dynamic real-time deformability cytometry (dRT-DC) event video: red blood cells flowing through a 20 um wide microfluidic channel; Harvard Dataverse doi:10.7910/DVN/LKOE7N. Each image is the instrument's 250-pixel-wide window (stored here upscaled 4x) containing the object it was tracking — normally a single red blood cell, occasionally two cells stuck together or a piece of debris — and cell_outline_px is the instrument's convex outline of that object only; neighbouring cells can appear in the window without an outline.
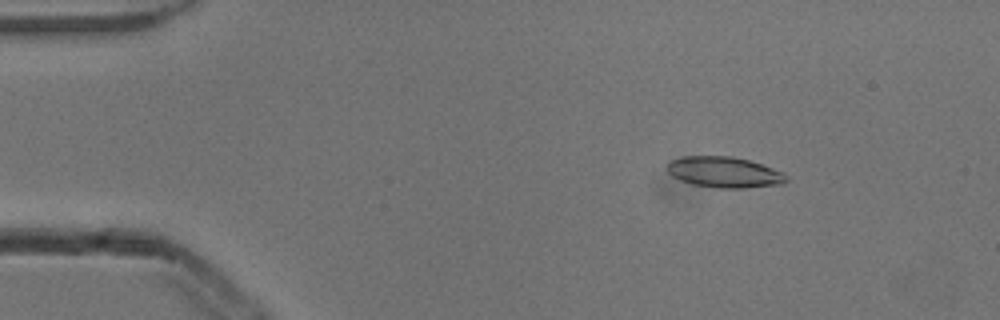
{"species": "common noctule bat (a hibernating species)", "species_latin": "Nyctalus noctula", "temperature_condition": "cold", "stored_images_in_passage": 42, "camera_frame_rate_fps": 3000, "um_per_image_px": 0.085, "animal": {"sex": "male", "body_mass_g": 13.3}, "frame": {"image": 1, "passage_image": 8, "time_ms": 2.333, "image_size_px": [1000, 320], "cell_outline_px": [[788, 180], [784, 184], [744, 188], [720, 188], [692, 184], [680, 180], [672, 176], [664, 168], [668, 160], [684, 156], [732, 156], [748, 160], [784, 172], [788, 176]], "centroid_in_image_um": [61.54, 14.63], "position_along_channel_um": 23.5, "area_um2": 21.68}}
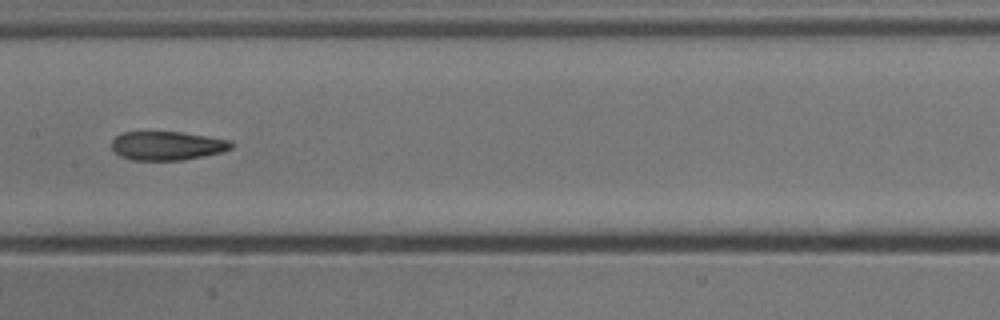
{"frame": {"image": 2, "passage_image": 27, "time_ms": 8.667, "image_size_px": [1000, 320], "cell_outline_px": [[232, 148], [224, 152], [184, 160], [132, 160], [120, 156], [112, 148], [112, 140], [120, 132], [180, 132], [232, 140]], "centroid_in_image_um": [14.23, 12.39], "position_along_channel_um": 193.2, "area_um2": 20.17}}
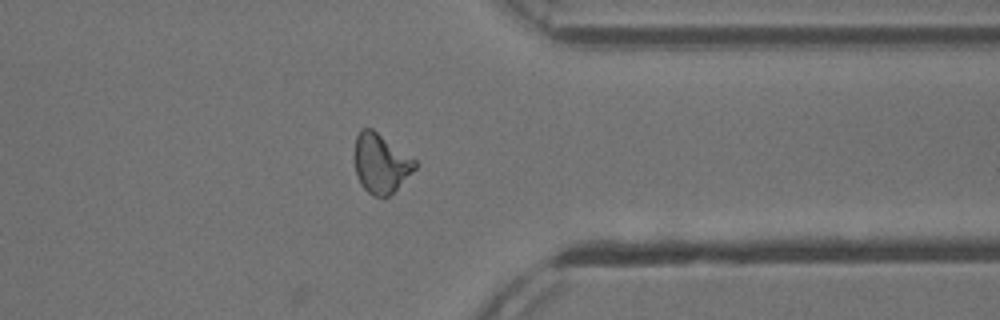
{"frame": {"image": 3, "passage_image": 42, "time_ms": 13.667, "image_size_px": [1000, 320], "cell_outline_px": [[416, 168], [384, 200], [372, 196], [360, 184], [356, 172], [356, 136], [360, 128], [372, 128], [416, 160]], "centroid_in_image_um": [32.36, 13.9], "position_along_channel_um": 379.0, "area_um2": 20.63}, "authors_computed_cell_mechanics": {"area_um2": 20.7791, "velocity_mm_per_s": 3.861, "shape_relaxation_time_tau1_ms": null, "shape_relaxation_time_tau2_ms": 3.6873, "deformation_change_tau1": null, "deformation_change_tau2": 0.1207}}